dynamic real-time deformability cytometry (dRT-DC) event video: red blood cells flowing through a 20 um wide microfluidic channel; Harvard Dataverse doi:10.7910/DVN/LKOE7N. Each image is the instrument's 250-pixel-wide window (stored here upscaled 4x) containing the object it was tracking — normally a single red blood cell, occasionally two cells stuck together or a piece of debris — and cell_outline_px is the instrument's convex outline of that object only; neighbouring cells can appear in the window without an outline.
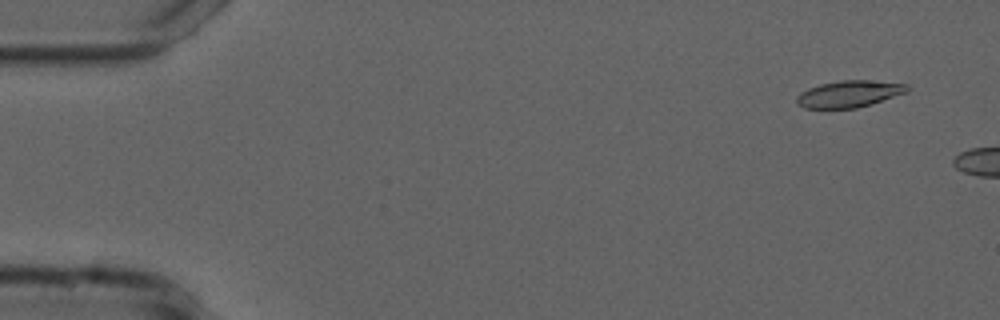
{"species": "common noctule bat (a hibernating species)", "species_latin": "Nyctalus noctula", "temperature_condition": "cold", "stored_images_in_passage": 10, "camera_frame_rate_fps": 3000, "um_per_image_px": 0.085, "animal": {"sex": "male", "forearm_length_mm": 52.5}, "frame": {"image": 1, "passage_image": 4, "time_ms": 1.0, "image_size_px": [1000, 320], "cell_outline_px": [[912, 88], [908, 92], [872, 104], [856, 108], [804, 108], [796, 104], [796, 96], [800, 92], [808, 88], [820, 84], [840, 80], [868, 80], [908, 84]], "centroid_in_image_um": [72.19, 7.98], "position_along_channel_um": 12.8, "area_um2": 17.46}}